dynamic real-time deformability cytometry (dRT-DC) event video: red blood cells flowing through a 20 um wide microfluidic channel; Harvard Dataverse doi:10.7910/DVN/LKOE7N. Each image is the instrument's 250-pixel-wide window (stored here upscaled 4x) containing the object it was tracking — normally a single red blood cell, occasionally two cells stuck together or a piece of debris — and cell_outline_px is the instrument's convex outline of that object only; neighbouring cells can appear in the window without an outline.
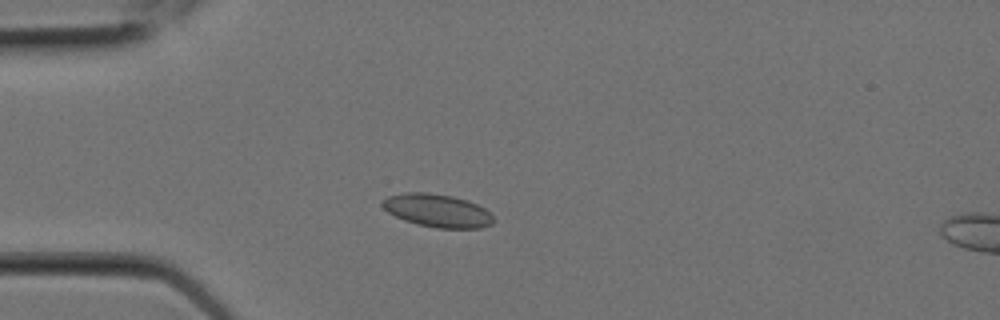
{"species": "Egyptian fruit bat (a non-hibernating species)", "species_latin": "Rousettus aegyptiacus", "temperature_condition": "room temperature", "stored_images_in_passage": 6, "camera_frame_rate_fps": 3000, "um_per_image_px": 0.085, "animal": {"sex": "female"}, "frame": {"image": 1, "passage_image": 3, "time_ms": 0.667, "image_size_px": [1000, 320], "cell_outline_px": [[496, 220], [492, 224], [480, 228], [436, 228], [416, 224], [404, 220], [388, 212], [380, 204], [388, 196], [404, 192], [428, 192], [452, 196], [468, 200], [484, 208]], "centroid_in_image_um": [37.18, 17.9], "position_along_channel_um": 47.8, "area_um2": 21.44}}
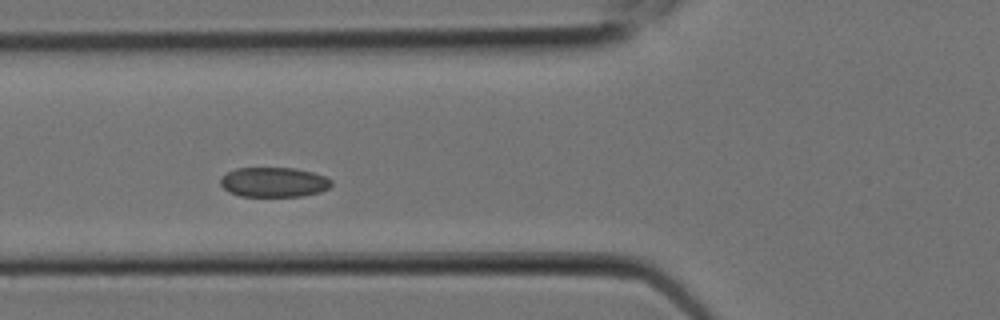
{"frame": {"image": 2, "passage_image": 5, "time_ms": 1.333, "image_size_px": [1000, 320], "cell_outline_px": [[332, 184], [328, 188], [320, 192], [300, 196], [240, 196], [228, 192], [220, 184], [220, 176], [236, 168], [296, 168], [312, 172], [324, 176], [332, 180]], "centroid_in_image_um": [23.25, 15.48], "position_along_channel_um": 102.5, "area_um2": 19.31}}
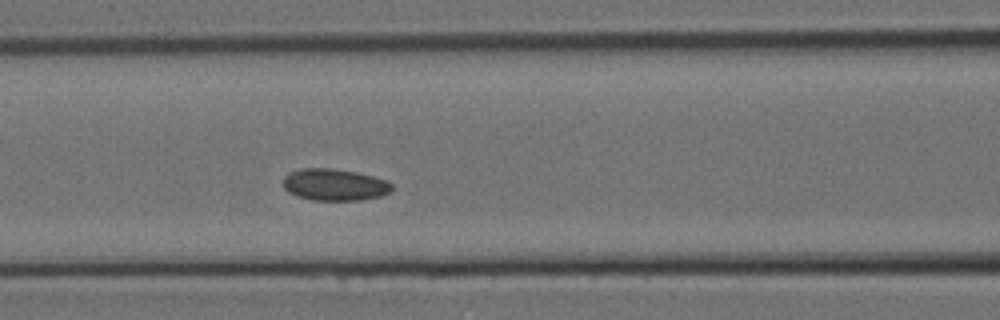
{"frame": {"image": 3, "passage_image": 6, "time_ms": 1.667, "image_size_px": [1000, 320], "cell_outline_px": [[392, 192], [380, 196], [360, 200], [312, 200], [288, 192], [284, 188], [284, 176], [288, 172], [300, 168], [332, 168], [356, 172], [372, 176], [384, 180], [392, 184]], "centroid_in_image_um": [28.43, 15.69], "position_along_channel_um": 138.2, "area_um2": 20.11}}